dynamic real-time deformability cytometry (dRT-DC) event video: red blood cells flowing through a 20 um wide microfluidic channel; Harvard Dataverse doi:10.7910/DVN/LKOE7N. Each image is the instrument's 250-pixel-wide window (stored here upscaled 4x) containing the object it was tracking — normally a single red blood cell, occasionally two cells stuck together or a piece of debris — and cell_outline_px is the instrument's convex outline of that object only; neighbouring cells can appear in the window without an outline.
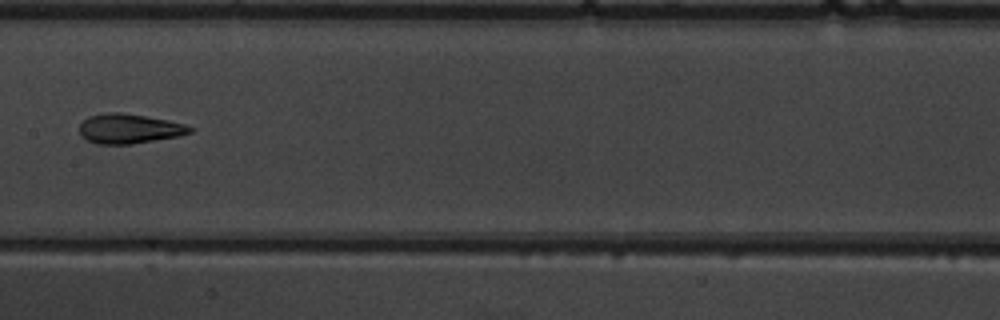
{"species": "common noctule bat (a hibernating species)", "species_latin": "Nyctalus noctula", "temperature_condition": "warm", "stored_images_in_passage": 5, "camera_frame_rate_fps": 3000, "um_per_image_px": 0.085, "animal": {"sex": "male", "body_mass_g": 19.5, "forearm_length_mm": 54.6}, "frame": {"image": 1, "passage_image": 5, "time_ms": 4.667, "image_size_px": [1000, 320], "cell_outline_px": [[196, 128], [192, 132], [180, 136], [132, 144], [96, 144], [80, 136], [80, 124], [88, 116], [104, 112], [116, 112], [144, 116], [168, 120], [184, 124]], "centroid_in_image_um": [10.99, 10.94], "position_along_channel_um": 196.4, "area_um2": 19.19}}